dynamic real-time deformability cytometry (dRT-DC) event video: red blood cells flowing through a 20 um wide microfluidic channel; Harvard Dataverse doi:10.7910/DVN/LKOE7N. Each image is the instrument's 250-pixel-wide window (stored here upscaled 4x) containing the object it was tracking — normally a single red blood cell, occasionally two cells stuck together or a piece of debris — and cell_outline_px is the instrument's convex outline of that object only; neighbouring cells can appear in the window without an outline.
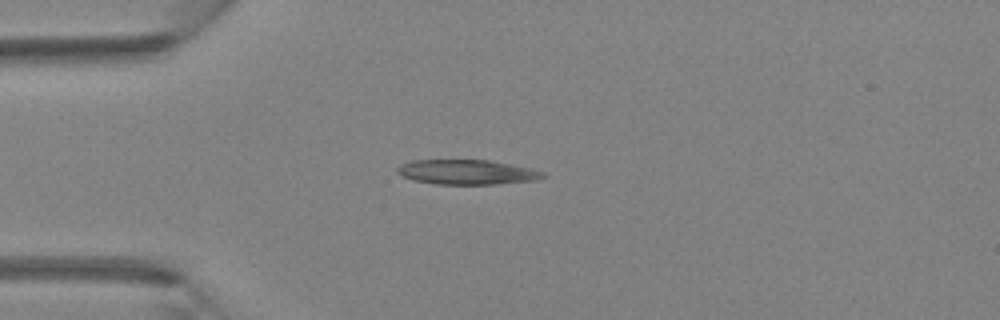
{"species": "Egyptian fruit bat (a non-hibernating species)", "species_latin": "Rousettus aegyptiacus", "temperature_condition": "room temperature", "stored_images_in_passage": 45, "camera_frame_rate_fps": 3000, "um_per_image_px": 0.085, "animal": {"sex": "female"}, "frame": {"image": 1, "passage_image": 11, "time_ms": 3.333, "image_size_px": [1000, 320], "cell_outline_px": [[548, 176], [536, 180], [496, 184], [436, 184], [412, 180], [396, 172], [396, 168], [400, 164], [412, 160], [488, 160], [528, 168], [544, 172]], "centroid_in_image_um": [39.66, 14.63], "position_along_channel_um": 45.3, "area_um2": 20.92}}
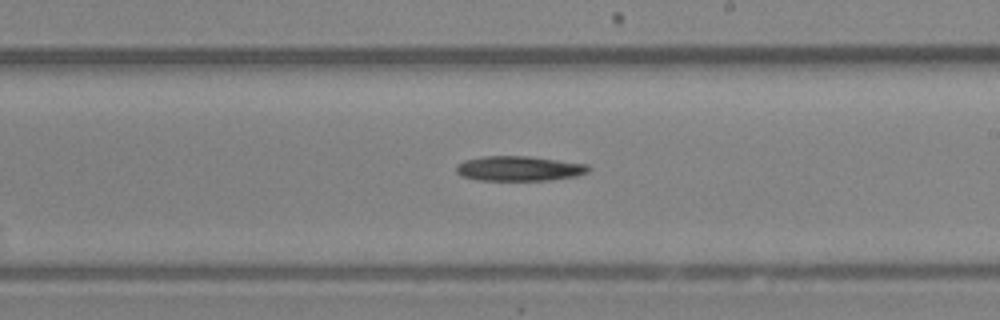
{"frame": {"image": 2, "passage_image": 26, "time_ms": 8.333, "image_size_px": [1000, 320], "cell_outline_px": [[592, 168], [588, 172], [576, 176], [548, 180], [480, 180], [464, 176], [456, 172], [456, 164], [464, 160], [484, 156], [528, 156], [588, 164]], "centroid_in_image_um": [44.14, 14.31], "position_along_channel_um": 244.9, "area_um2": 19.13}}
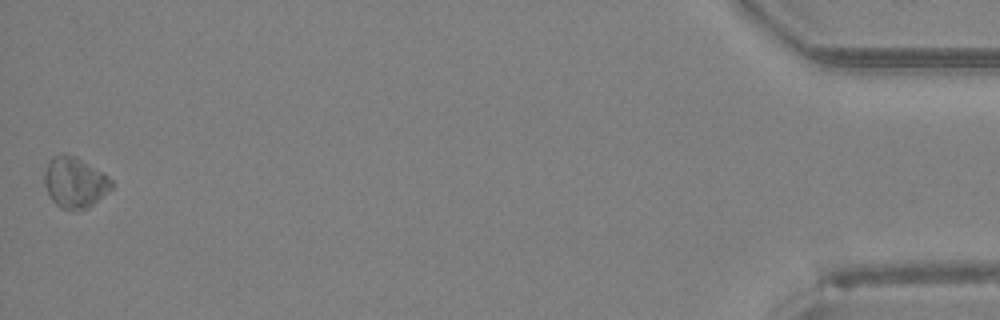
{"frame": {"image": 3, "passage_image": 45, "time_ms": 14.667, "image_size_px": [1000, 320], "cell_outline_px": [[116, 184], [108, 192], [88, 208], [60, 208], [52, 200], [44, 184], [44, 172], [48, 160], [52, 156], [60, 152], [64, 152], [76, 156], [104, 172]], "centroid_in_image_um": [6.36, 15.44], "position_along_channel_um": 428.8, "area_um2": 20.11}, "authors_computed_cell_mechanics": {"area_um2": 19.5942, "velocity_mm_per_s": 4.3731, "shape_relaxation_time_tau1_ms": 2.19, "shape_relaxation_time_tau2_ms": null, "deformation_change_tau1": 0.0393, "deformation_change_tau2": null}}